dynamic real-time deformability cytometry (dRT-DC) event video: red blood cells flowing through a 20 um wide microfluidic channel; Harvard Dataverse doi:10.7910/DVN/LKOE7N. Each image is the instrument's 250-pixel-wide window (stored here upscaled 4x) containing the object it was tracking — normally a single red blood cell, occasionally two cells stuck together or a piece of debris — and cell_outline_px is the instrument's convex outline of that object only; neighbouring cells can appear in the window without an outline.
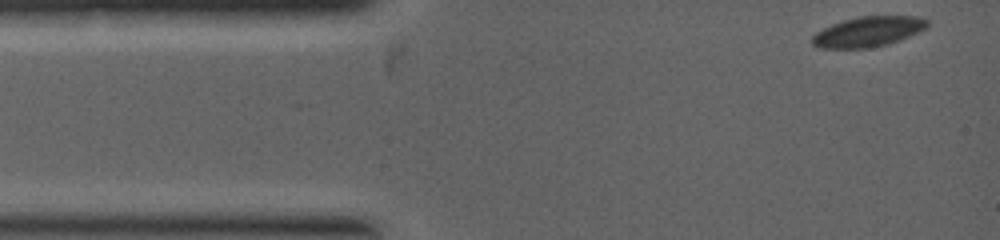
{"species": "common noctule bat (a hibernating species)", "species_latin": "Nyctalus noctula", "temperature_condition": "warm", "stored_images_in_passage": 23, "camera_frame_rate_fps": 5000, "um_per_image_px": 0.085, "animal": {"sex": "female", "body_mass_g": 19.0, "forearm_length_mm": 53.3}, "frame": {"image": 1, "passage_image": 1, "time_ms": 0.0, "image_size_px": [1000, 240], "cell_outline_px": [[928, 28], [888, 44], [864, 48], [824, 48], [812, 44], [812, 36], [816, 32], [832, 24], [844, 20], [860, 16], [916, 16], [928, 20]], "centroid_in_image_um": [73.8, 2.68], "position_along_channel_um": 11.2, "area_um2": 20.0}}
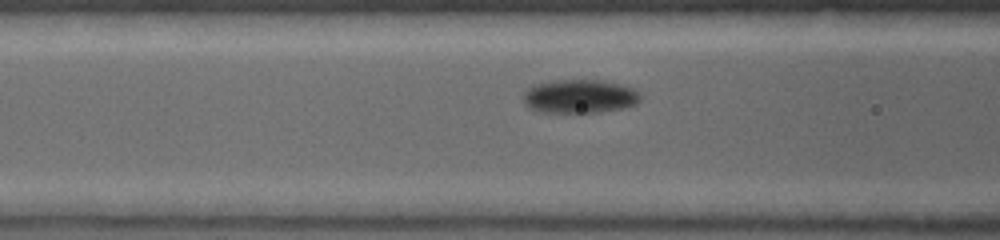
{"frame": {"image": 2, "passage_image": 14, "time_ms": 2.6, "image_size_px": [1000, 240], "cell_outline_px": [[640, 100], [636, 104], [628, 108], [600, 112], [536, 112], [528, 108], [524, 104], [524, 88], [536, 84], [552, 80], [600, 80], [620, 84], [636, 88], [640, 92]], "centroid_in_image_um": [49.27, 8.19], "position_along_channel_um": 117.3, "area_um2": 23.47}}
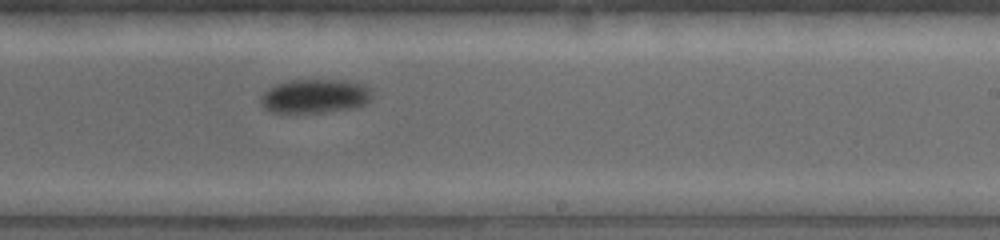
{"frame": {"image": 3, "passage_image": 23, "time_ms": 4.8, "image_size_px": [1000, 240], "cell_outline_px": [[372, 100], [368, 104], [356, 108], [324, 112], [268, 112], [260, 104], [260, 96], [268, 88], [292, 80], [340, 80], [360, 84], [368, 88], [372, 92]], "centroid_in_image_um": [26.78, 8.19], "position_along_channel_um": 262.2, "area_um2": 22.08}}